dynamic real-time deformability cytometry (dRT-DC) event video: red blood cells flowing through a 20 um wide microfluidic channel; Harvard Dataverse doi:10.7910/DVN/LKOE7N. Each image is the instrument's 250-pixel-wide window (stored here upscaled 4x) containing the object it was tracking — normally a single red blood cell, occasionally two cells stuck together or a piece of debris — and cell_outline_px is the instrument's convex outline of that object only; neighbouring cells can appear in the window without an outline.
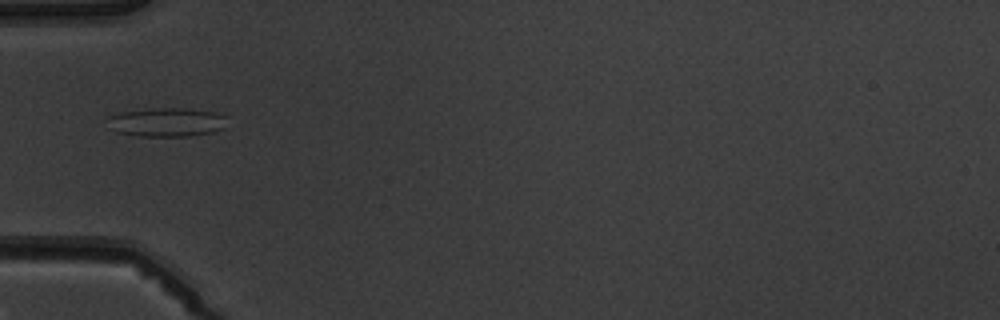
{"species": "common noctule bat (a hibernating species)", "species_latin": "Nyctalus noctula", "temperature_condition": "warm", "stored_images_in_passage": 5, "camera_frame_rate_fps": 3000, "um_per_image_px": 0.085, "animal": {"sex": "male", "body_mass_g": 19.5, "forearm_length_mm": 54.6}, "frame": {"image": 1, "passage_image": 5, "time_ms": 4.667, "image_size_px": [1000, 320], "cell_outline_px": [[228, 116], [224, 128], [212, 132], [188, 136], [140, 136], [116, 132], [108, 128], [108, 116], [120, 112], [160, 108], [184, 108], [216, 112]], "centroid_in_image_um": [14.18, 10.39], "position_along_channel_um": 70.8, "area_um2": 20.23}}